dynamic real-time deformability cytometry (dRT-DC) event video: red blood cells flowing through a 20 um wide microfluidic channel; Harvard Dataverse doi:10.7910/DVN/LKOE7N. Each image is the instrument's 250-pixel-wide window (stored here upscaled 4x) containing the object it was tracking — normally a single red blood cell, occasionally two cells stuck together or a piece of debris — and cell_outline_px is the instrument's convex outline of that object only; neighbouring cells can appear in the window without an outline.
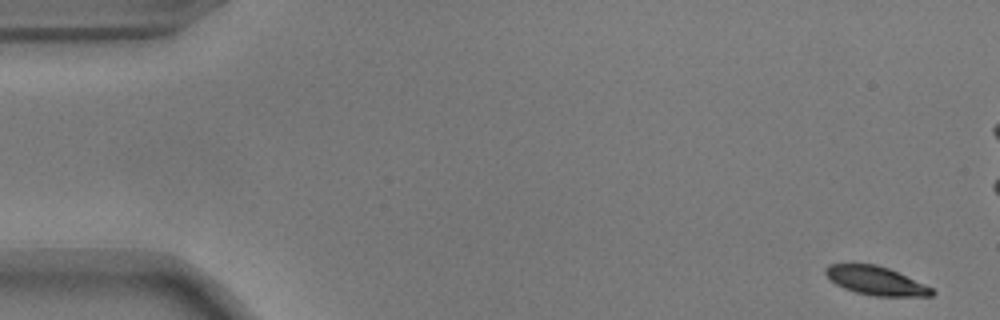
{"species": "common noctule bat (a hibernating species)", "species_latin": "Nyctalus noctula", "temperature_condition": "warm", "stored_images_in_passage": 55, "camera_frame_rate_fps": 3000, "um_per_image_px": 0.085, "animal": {"sex": "male", "body_mass_g": 17.9}, "frame": {"image": 1, "passage_image": 1, "time_ms": 0.0, "image_size_px": [1000, 320], "cell_outline_px": [[936, 292], [932, 296], [872, 296], [856, 292], [844, 288], [836, 284], [824, 272], [824, 268], [828, 264], [876, 264], [888, 268], [924, 284], [932, 288]], "centroid_in_image_um": [74.44, 23.86], "position_along_channel_um": 10.6, "area_um2": 17.57}}
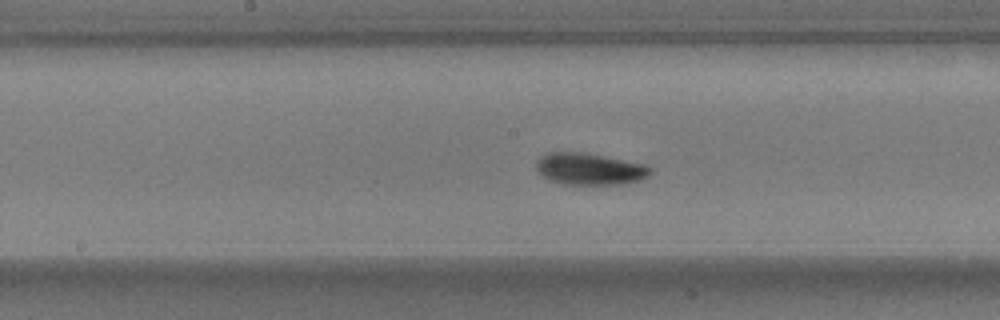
{"frame": {"image": 2, "passage_image": 27, "time_ms": 8.667, "image_size_px": [1000, 320], "cell_outline_px": [[652, 172], [648, 176], [640, 180], [620, 184], [560, 184], [548, 180], [536, 168], [536, 164], [540, 156], [548, 152], [584, 152], [648, 164], [652, 168]], "centroid_in_image_um": [50.15, 14.35], "position_along_channel_um": 198.1, "area_um2": 21.33}}
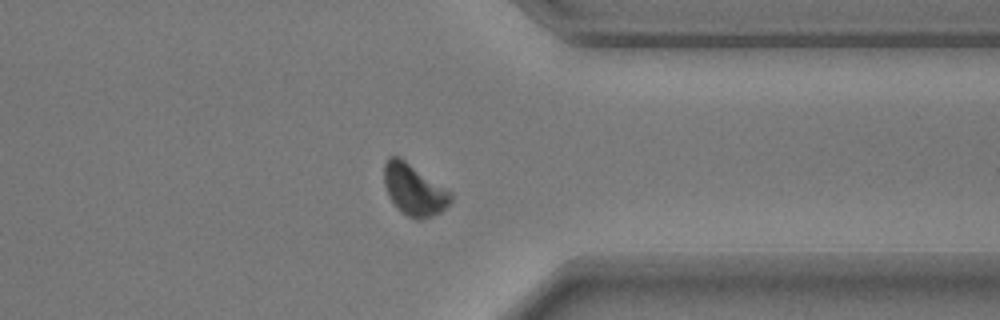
{"frame": {"image": 3, "passage_image": 42, "time_ms": 13.667, "image_size_px": [1000, 320], "cell_outline_px": [[452, 200], [440, 212], [432, 216], [420, 220], [416, 220], [400, 212], [388, 196], [384, 184], [384, 164], [388, 156], [400, 156], [452, 192]], "centroid_in_image_um": [35.18, 16.12], "position_along_channel_um": 376.2, "area_um2": 20.11}, "authors_computed_cell_mechanics": {"area_um2": 19.5364, "velocity_mm_per_s": 3.6697, "shape_relaxation_time_tau1_ms": 2.3036, "shape_relaxation_time_tau2_ms": null, "deformation_change_tau1": 0.1391, "deformation_change_tau2": null}}